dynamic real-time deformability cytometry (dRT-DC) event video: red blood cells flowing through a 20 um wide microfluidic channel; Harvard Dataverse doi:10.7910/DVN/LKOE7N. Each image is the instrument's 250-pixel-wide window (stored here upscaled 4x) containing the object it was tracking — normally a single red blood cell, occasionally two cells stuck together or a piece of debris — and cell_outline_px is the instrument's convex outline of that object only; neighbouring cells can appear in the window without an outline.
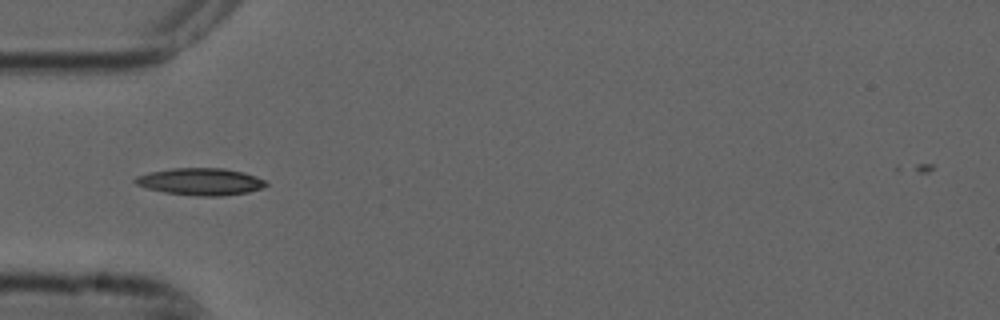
{"species": "common noctule bat (a hibernating species)", "species_latin": "Nyctalus noctula", "temperature_condition": "cold", "stored_images_in_passage": 8, "camera_frame_rate_fps": 3000, "um_per_image_px": 0.085, "animal": {"sex": "male", "forearm_length_mm": 52.5}, "frame": {"image": 1, "passage_image": 3, "time_ms": 0.667, "image_size_px": [1000, 320], "cell_outline_px": [[268, 184], [264, 188], [248, 192], [220, 196], [196, 196], [164, 192], [148, 188], [136, 184], [132, 180], [136, 176], [152, 172], [172, 168], [224, 168], [244, 172], [256, 176], [264, 180]], "centroid_in_image_um": [17.07, 15.44], "position_along_channel_um": 67.9, "area_um2": 20.63}}
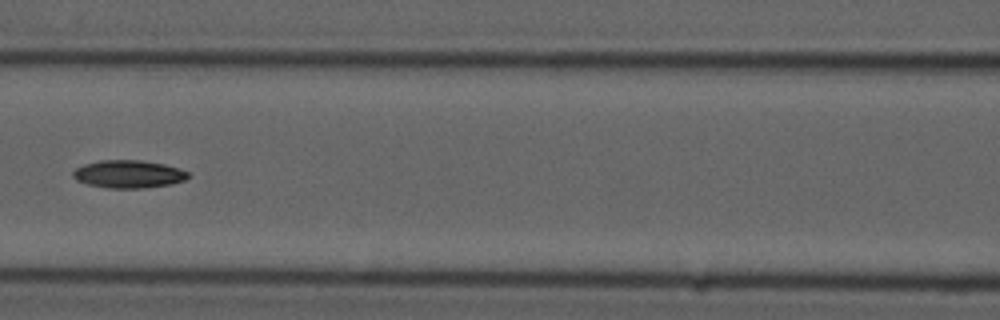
{"frame": {"image": 2, "passage_image": 5, "time_ms": 1.333, "image_size_px": [1000, 320], "cell_outline_px": [[192, 176], [184, 180], [172, 184], [144, 188], [108, 188], [88, 184], [76, 180], [72, 176], [72, 172], [76, 168], [84, 164], [100, 160], [140, 160], [164, 164], [188, 172]], "centroid_in_image_um": [10.92, 14.8], "position_along_channel_um": 155.7, "area_um2": 18.67}}
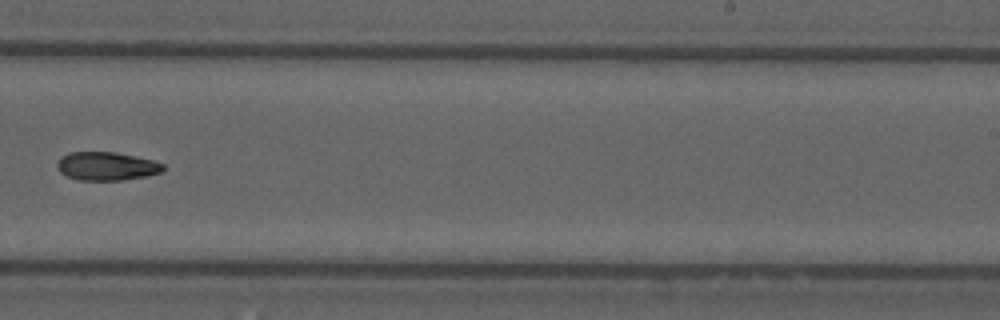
{"frame": {"image": 3, "passage_image": 8, "time_ms": 2.333, "image_size_px": [1000, 320], "cell_outline_px": [[164, 168], [160, 172], [148, 176], [124, 180], [80, 180], [68, 176], [60, 172], [56, 164], [60, 156], [68, 152], [116, 152], [152, 160], [164, 164]], "centroid_in_image_um": [9.04, 14.12], "position_along_channel_um": 280.0, "area_um2": 17.57}}